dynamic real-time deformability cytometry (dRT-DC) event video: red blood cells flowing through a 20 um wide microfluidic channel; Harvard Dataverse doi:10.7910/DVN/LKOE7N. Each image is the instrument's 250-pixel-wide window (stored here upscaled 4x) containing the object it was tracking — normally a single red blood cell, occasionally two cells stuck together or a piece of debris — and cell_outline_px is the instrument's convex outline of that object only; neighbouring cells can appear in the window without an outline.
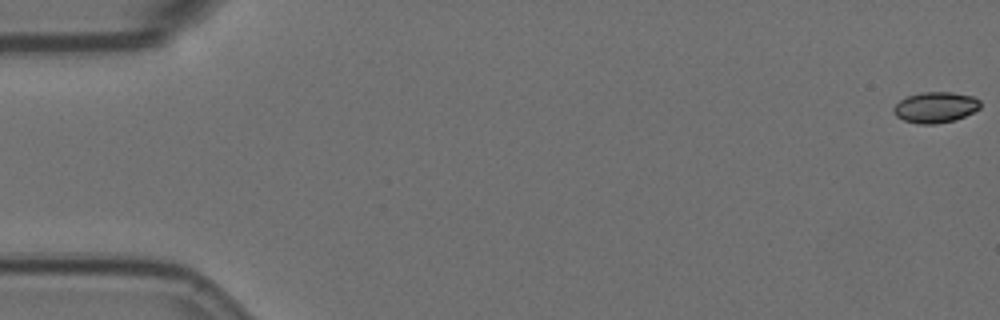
{"species": "Egyptian fruit bat (a non-hibernating species)", "species_latin": "Rousettus aegyptiacus", "temperature_condition": "room temperature", "stored_images_in_passage": 6, "camera_frame_rate_fps": 3000, "um_per_image_px": 0.085, "animal": {"sex": "female"}, "frame": {"image": 1, "passage_image": 1, "time_ms": 0.0, "image_size_px": [1000, 320], "cell_outline_px": [[980, 108], [956, 120], [936, 124], [920, 124], [904, 120], [896, 116], [892, 112], [892, 108], [900, 100], [908, 96], [920, 92], [952, 92], [972, 96], [980, 100]], "centroid_in_image_um": [79.5, 9.12], "position_along_channel_um": 5.5, "area_um2": 15.61}}
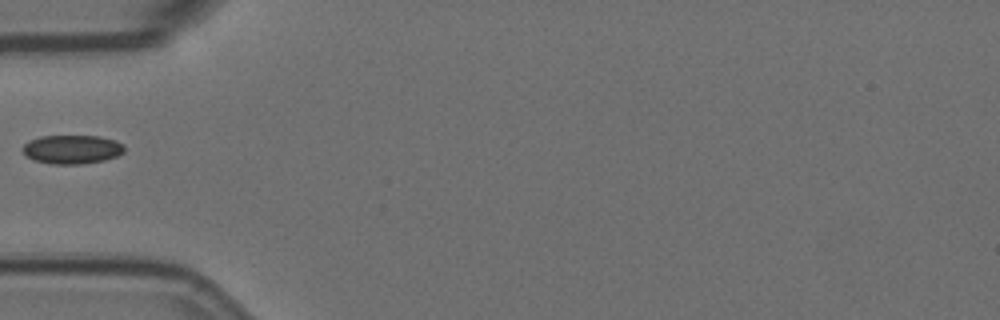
{"frame": {"image": 2, "passage_image": 5, "time_ms": 1.333, "image_size_px": [1000, 320], "cell_outline_px": [[124, 152], [116, 156], [104, 160], [80, 164], [52, 164], [36, 160], [28, 156], [24, 152], [24, 144], [28, 140], [40, 136], [100, 136], [116, 140], [124, 144]], "centroid_in_image_um": [6.16, 12.68], "position_along_channel_um": 78.8, "area_um2": 16.99}}
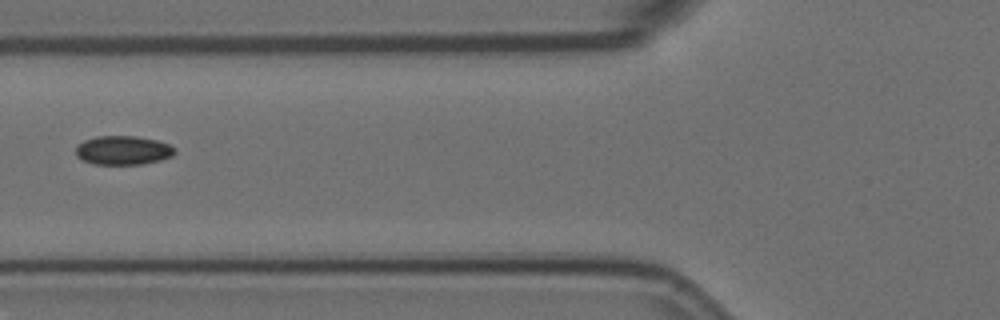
{"frame": {"image": 3, "passage_image": 6, "time_ms": 1.667, "image_size_px": [1000, 320], "cell_outline_px": [[176, 152], [172, 156], [160, 160], [140, 164], [92, 164], [76, 156], [76, 144], [84, 140], [96, 136], [136, 136], [156, 140], [168, 144], [176, 148]], "centroid_in_image_um": [10.45, 12.77], "position_along_channel_um": 115.4, "area_um2": 16.76}}